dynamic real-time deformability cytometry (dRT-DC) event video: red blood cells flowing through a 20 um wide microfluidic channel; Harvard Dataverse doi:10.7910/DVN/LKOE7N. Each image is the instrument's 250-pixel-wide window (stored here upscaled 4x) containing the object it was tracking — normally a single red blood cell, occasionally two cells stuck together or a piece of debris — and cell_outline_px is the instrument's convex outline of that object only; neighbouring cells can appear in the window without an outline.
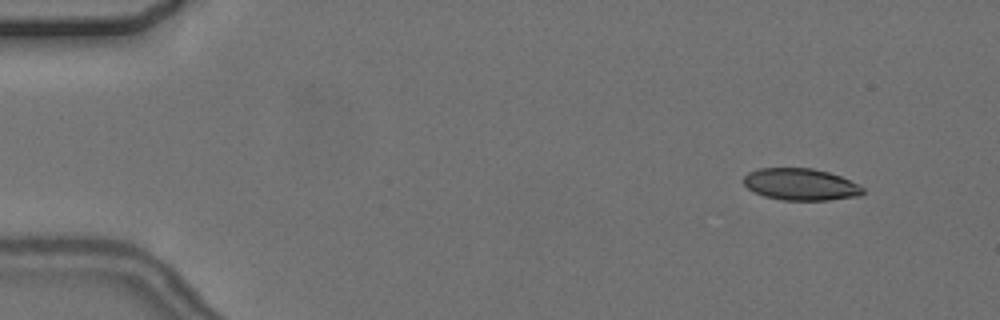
{"species": "common noctule bat (a hibernating species)", "species_latin": "Nyctalus noctula", "temperature_condition": "cold", "stored_images_in_passage": 1, "camera_frame_rate_fps": 3000, "um_per_image_px": 0.085, "animal": {"sex": "female", "body_mass_g": 24.6, "forearm_length_mm": 56.2}, "frame": {"image": 1, "passage_image": 1, "time_ms": 0.0, "image_size_px": [1000, 320], "cell_outline_px": [[864, 192], [860, 196], [828, 200], [780, 200], [764, 196], [752, 192], [744, 184], [744, 176], [748, 172], [760, 168], [812, 168], [828, 172], [840, 176], [864, 188]], "centroid_in_image_um": [68.03, 15.68], "position_along_channel_um": 17.0, "area_um2": 22.14}}